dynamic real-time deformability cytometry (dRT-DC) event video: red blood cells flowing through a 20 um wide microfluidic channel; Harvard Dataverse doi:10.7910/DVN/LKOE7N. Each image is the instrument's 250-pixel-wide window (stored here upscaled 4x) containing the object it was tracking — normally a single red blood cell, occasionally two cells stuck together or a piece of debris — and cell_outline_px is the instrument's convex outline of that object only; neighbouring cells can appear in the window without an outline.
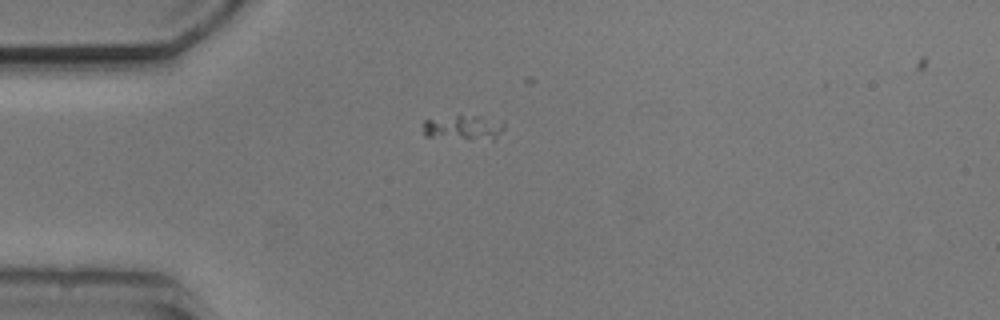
{"species": "common noctule bat (a hibernating species)", "species_latin": "Nyctalus noctula", "temperature_condition": "cold", "stored_images_in_passage": 4, "camera_frame_rate_fps": 3000, "um_per_image_px": 0.085, "animal": {"sex": "male", "body_mass_g": 20.5, "forearm_length_mm": 52.5}, "frame": {"image": 1, "passage_image": 4, "time_ms": 4.333, "image_size_px": [1000, 320], "cell_outline_px": [[504, 128], [492, 140], [472, 140], [424, 136], [424, 120], [456, 116], [480, 116], [504, 120]], "centroid_in_image_um": [39.44, 10.86], "position_along_channel_um": 45.6, "area_um2": 11.85}}